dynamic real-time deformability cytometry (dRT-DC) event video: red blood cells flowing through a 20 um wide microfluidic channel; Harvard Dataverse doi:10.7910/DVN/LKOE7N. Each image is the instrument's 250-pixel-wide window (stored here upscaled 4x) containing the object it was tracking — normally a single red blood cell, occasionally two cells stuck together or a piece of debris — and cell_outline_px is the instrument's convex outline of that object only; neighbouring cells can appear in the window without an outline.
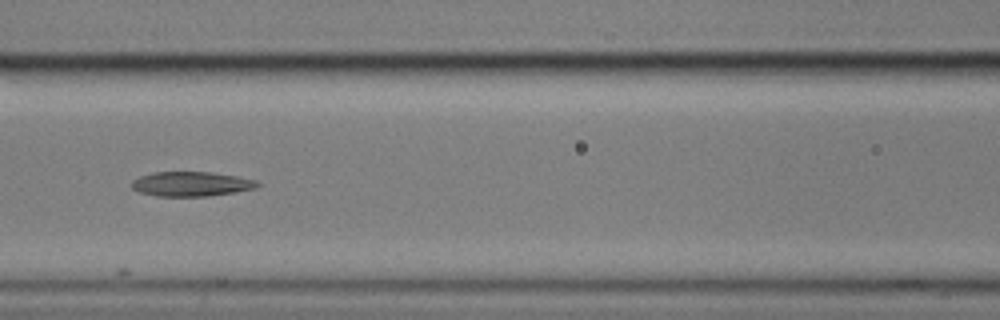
{"species": "common noctule bat (a hibernating species)", "species_latin": "Nyctalus noctula", "temperature_condition": "cold", "stored_images_in_passage": 6, "camera_frame_rate_fps": 3000, "um_per_image_px": 0.085, "animal": {"sex": "male", "body_mass_g": 17.9}, "frame": {"image": 1, "passage_image": 5, "time_ms": 1.333, "image_size_px": [1000, 320], "cell_outline_px": [[260, 184], [256, 188], [236, 192], [208, 196], [156, 196], [140, 192], [132, 188], [132, 180], [140, 176], [152, 172], [212, 172], [236, 176], [256, 180]], "centroid_in_image_um": [16.26, 15.63], "position_along_channel_um": 150.3, "area_um2": 18.03}}